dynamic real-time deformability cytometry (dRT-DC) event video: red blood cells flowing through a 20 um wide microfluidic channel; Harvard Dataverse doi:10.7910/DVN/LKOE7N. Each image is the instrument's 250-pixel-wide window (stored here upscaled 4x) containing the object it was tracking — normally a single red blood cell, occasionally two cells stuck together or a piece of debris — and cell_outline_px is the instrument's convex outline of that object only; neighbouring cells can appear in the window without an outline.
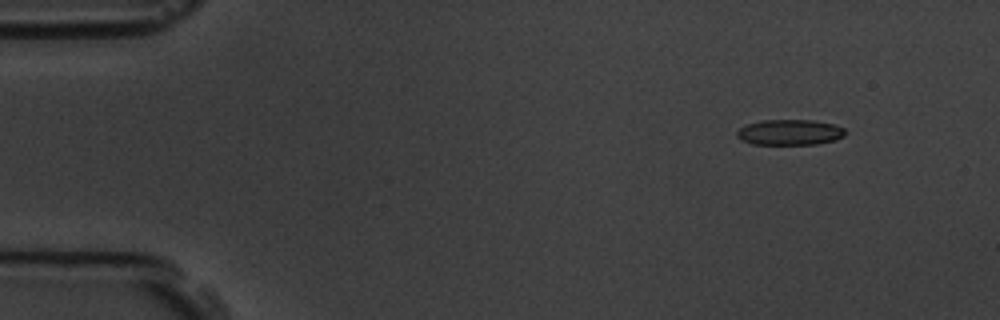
{"species": "common noctule bat (a hibernating species)", "species_latin": "Nyctalus noctula", "temperature_condition": "room temperature", "stored_images_in_passage": 3, "camera_frame_rate_fps": 3000, "um_per_image_px": 0.085, "animal": {"sex": "male", "body_mass_g": 19.5, "forearm_length_mm": 54.6}, "frame": {"image": 1, "passage_image": 1, "time_ms": 0.0, "image_size_px": [1000, 320], "cell_outline_px": [[848, 132], [844, 136], [836, 140], [816, 144], [752, 144], [740, 140], [736, 136], [736, 132], [740, 128], [748, 124], [764, 120], [812, 120], [832, 124], [844, 128]], "centroid_in_image_um": [67.14, 11.25], "position_along_channel_um": 17.9, "area_um2": 16.18}}